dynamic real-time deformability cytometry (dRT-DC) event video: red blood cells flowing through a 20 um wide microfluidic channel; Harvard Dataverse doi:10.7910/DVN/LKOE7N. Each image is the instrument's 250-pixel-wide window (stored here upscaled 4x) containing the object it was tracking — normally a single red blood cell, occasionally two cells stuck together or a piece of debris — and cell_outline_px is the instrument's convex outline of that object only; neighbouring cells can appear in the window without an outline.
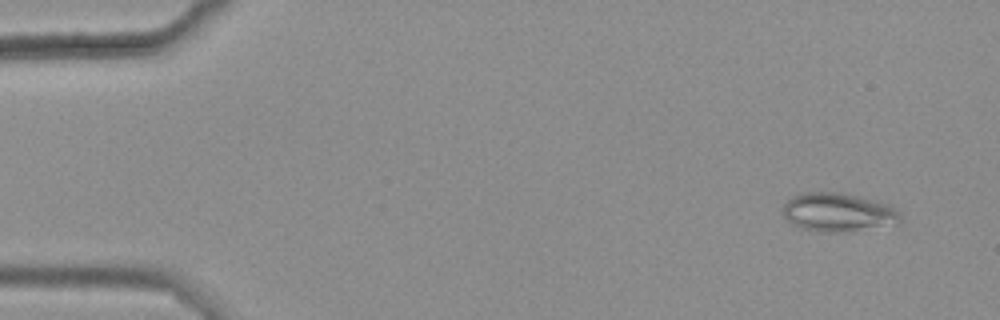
{"species": "common noctule bat (a hibernating species)", "species_latin": "Nyctalus noctula", "temperature_condition": "warm", "stored_images_in_passage": 49, "camera_frame_rate_fps": 3000, "um_per_image_px": 0.085, "animal": {"sex": "female", "body_mass_g": 25.1}, "frame": {"image": 1, "passage_image": 4, "time_ms": 1.0, "image_size_px": [1000, 320], "cell_outline_px": [[900, 224], [844, 232], [816, 232], [800, 228], [784, 220], [780, 208], [788, 200], [800, 192], [840, 192], [860, 196], [888, 204], [896, 208], [900, 212]], "centroid_in_image_um": [71.2, 18.05], "position_along_channel_um": 13.8, "area_um2": 27.11}}
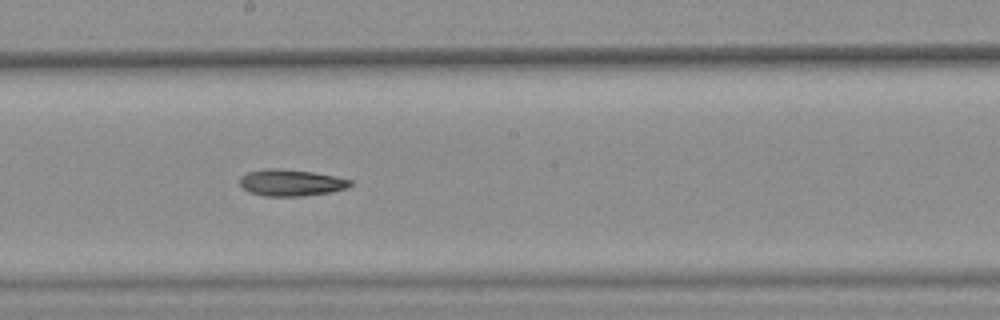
{"frame": {"image": 2, "passage_image": 31, "time_ms": 10.0, "image_size_px": [1000, 320], "cell_outline_px": [[352, 184], [344, 188], [332, 192], [304, 196], [264, 196], [248, 192], [240, 184], [240, 176], [248, 172], [264, 168], [276, 168], [312, 172], [336, 176], [352, 180]], "centroid_in_image_um": [24.72, 15.53], "position_along_channel_um": 223.5, "area_um2": 17.17}}
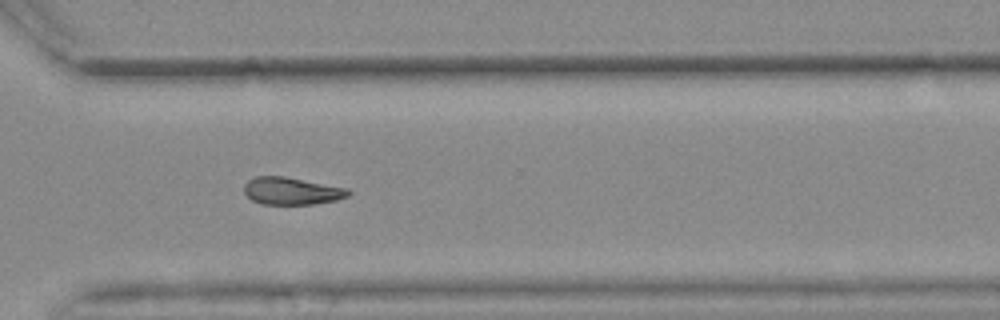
{"frame": {"image": 3, "passage_image": 41, "time_ms": 13.333, "image_size_px": [1000, 320], "cell_outline_px": [[352, 192], [348, 196], [336, 200], [312, 204], [260, 204], [252, 200], [244, 192], [244, 184], [248, 180], [256, 176], [284, 176], [348, 188]], "centroid_in_image_um": [24.79, 16.23], "position_along_channel_um": 345.8, "area_um2": 16.65}}